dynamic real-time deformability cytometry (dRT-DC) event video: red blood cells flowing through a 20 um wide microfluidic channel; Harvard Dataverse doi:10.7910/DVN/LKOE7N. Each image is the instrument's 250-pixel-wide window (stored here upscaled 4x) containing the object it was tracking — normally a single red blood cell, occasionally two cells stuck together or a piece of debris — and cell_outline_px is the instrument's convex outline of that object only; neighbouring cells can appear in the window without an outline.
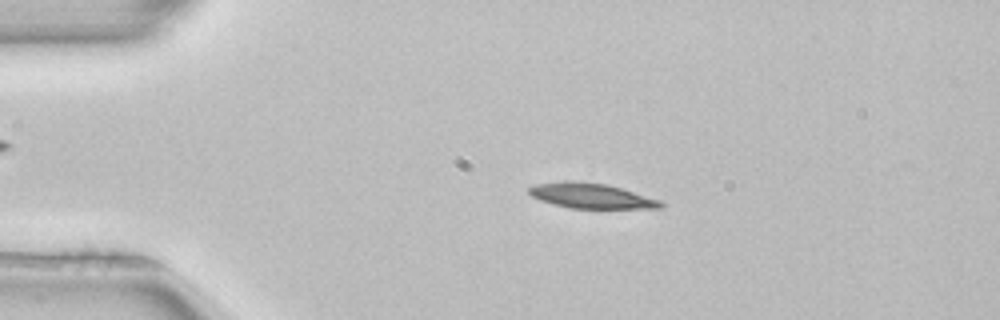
{"species": "common noctule bat (a hibernating species)", "species_latin": "Nyctalus noctula", "temperature_condition": "room temperature", "stored_images_in_passage": 51, "camera_frame_rate_fps": 3000, "um_per_image_px": 0.085, "animal": {"sex": "female", "body_mass_g": 22.7, "forearm_length_mm": 54.2}, "frame": {"image": 1, "passage_image": 10, "time_ms": 3.0, "image_size_px": [1000, 320], "cell_outline_px": [[664, 204], [660, 208], [568, 208], [540, 200], [532, 196], [528, 192], [528, 188], [536, 184], [564, 180], [576, 180], [608, 184], [660, 200]], "centroid_in_image_um": [50.21, 16.63], "position_along_channel_um": 34.8, "area_um2": 19.31}}
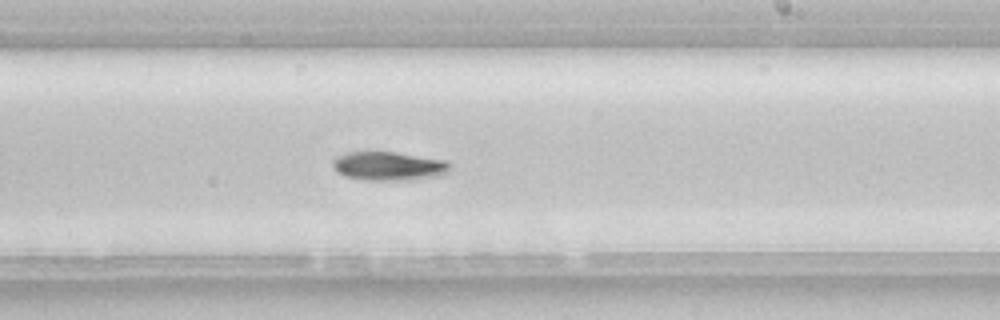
{"frame": {"image": 2, "passage_image": 30, "time_ms": 9.667, "image_size_px": [1000, 320], "cell_outline_px": [[452, 164], [448, 172], [440, 176], [416, 180], [368, 180], [348, 176], [340, 172], [332, 164], [332, 160], [336, 156], [348, 152], [396, 152], [448, 160]], "centroid_in_image_um": [33.14, 14.11], "position_along_channel_um": 255.9, "area_um2": 19.77}}
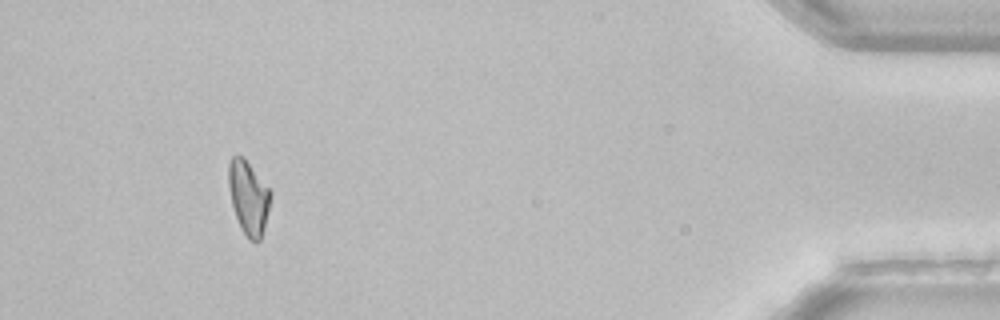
{"frame": {"image": 3, "passage_image": 47, "time_ms": 15.333, "image_size_px": [1000, 320], "cell_outline_px": [[272, 192], [260, 240], [256, 244], [248, 240], [240, 228], [232, 204], [228, 184], [228, 164], [232, 156], [236, 152], [244, 156]], "centroid_in_image_um": [21.1, 16.74], "position_along_channel_um": 414.1, "area_um2": 18.15}, "authors_computed_cell_mechanics": {"area_um2": 19.2474, "velocity_mm_per_s": 3.9682, "shape_relaxation_time_tau1_ms": 3.6237, "shape_relaxation_time_tau2_ms": null, "deformation_change_tau1": 0.1295, "deformation_change_tau2": null}}